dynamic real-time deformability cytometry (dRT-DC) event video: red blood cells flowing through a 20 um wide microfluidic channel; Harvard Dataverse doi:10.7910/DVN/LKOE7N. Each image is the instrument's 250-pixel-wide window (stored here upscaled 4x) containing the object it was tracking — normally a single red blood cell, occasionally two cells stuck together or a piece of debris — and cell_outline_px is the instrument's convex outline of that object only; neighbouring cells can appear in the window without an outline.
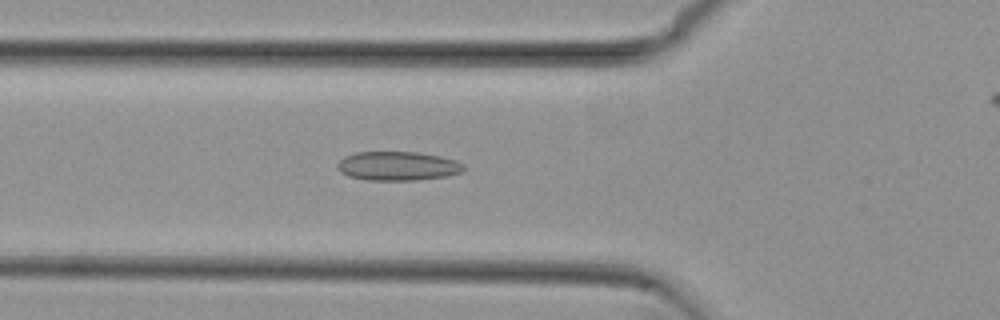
{"species": "common noctule bat (a hibernating species)", "species_latin": "Nyctalus noctula", "temperature_condition": "cold", "stored_images_in_passage": 50, "camera_frame_rate_fps": 3000, "um_per_image_px": 0.085, "animal": {"sex": "female", "body_mass_g": 29.2, "forearm_length_mm": 56.3}, "frame": {"image": 1, "passage_image": 19, "time_ms": 6.0, "image_size_px": [1000, 320], "cell_outline_px": [[464, 172], [448, 176], [416, 180], [368, 180], [348, 176], [340, 172], [336, 168], [336, 164], [344, 156], [356, 152], [420, 152], [440, 156], [456, 160], [464, 164]], "centroid_in_image_um": [33.81, 14.11], "position_along_channel_um": 92.0, "area_um2": 21.62}}
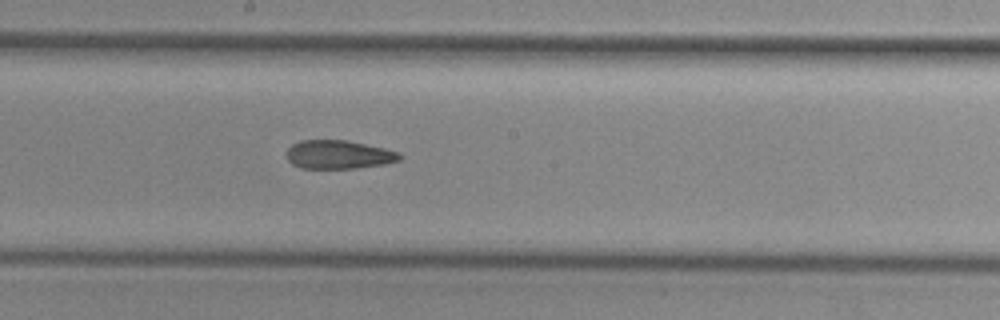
{"frame": {"image": 2, "passage_image": 29, "time_ms": 9.333, "image_size_px": [1000, 320], "cell_outline_px": [[404, 156], [400, 160], [384, 164], [356, 168], [300, 168], [292, 164], [288, 160], [288, 148], [292, 144], [300, 140], [348, 140], [384, 148], [400, 152]], "centroid_in_image_um": [28.81, 13.13], "position_along_channel_um": 219.4, "area_um2": 18.9}}
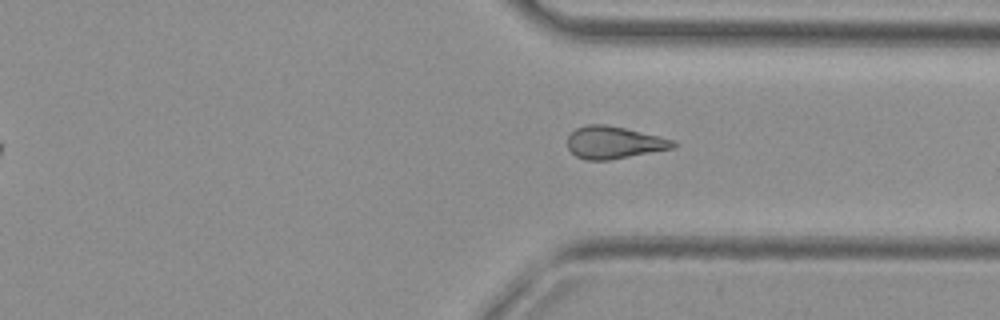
{"frame": {"image": 3, "passage_image": 40, "time_ms": 13.0, "image_size_px": [1000, 320], "cell_outline_px": [[676, 144], [672, 148], [608, 160], [584, 160], [576, 156], [568, 148], [568, 136], [576, 128], [588, 124], [604, 124], [624, 128], [676, 140]], "centroid_in_image_um": [52.16, 12.11], "position_along_channel_um": 359.2, "area_um2": 19.65}, "authors_computed_cell_mechanics": {"area_um2": 20.23, "velocity_mm_per_s": 3.8127, "shape_relaxation_time_tau1_ms": null, "shape_relaxation_time_tau2_ms": 5.8487, "deformation_change_tau1": null, "deformation_change_tau2": 0.1193}}